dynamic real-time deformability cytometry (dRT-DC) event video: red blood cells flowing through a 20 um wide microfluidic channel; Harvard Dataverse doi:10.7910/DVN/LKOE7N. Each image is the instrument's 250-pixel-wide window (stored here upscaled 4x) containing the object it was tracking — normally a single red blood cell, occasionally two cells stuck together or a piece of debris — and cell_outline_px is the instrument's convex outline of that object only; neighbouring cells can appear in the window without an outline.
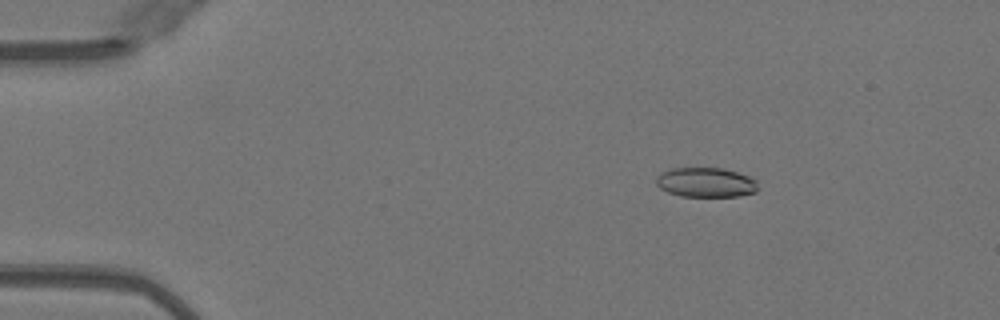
{"species": "Egyptian fruit bat (a non-hibernating species)", "species_latin": "Rousettus aegyptiacus", "temperature_condition": "warm", "stored_images_in_passage": 16, "camera_frame_rate_fps": 3000, "um_per_image_px": 0.085, "animal": {"sex": "female"}, "frame": {"image": 1, "passage_image": 3, "time_ms": 0.667, "image_size_px": [1000, 320], "cell_outline_px": [[756, 192], [740, 196], [680, 196], [668, 192], [660, 188], [656, 184], [656, 176], [660, 172], [672, 168], [720, 168], [736, 172], [748, 176], [756, 180]], "centroid_in_image_um": [59.95, 15.5], "position_along_channel_um": 25.0, "area_um2": 17.51}}
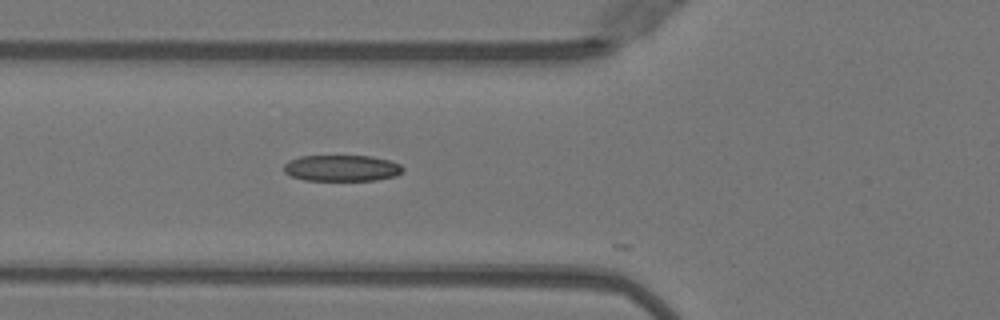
{"frame": {"image": 2, "passage_image": 14, "time_ms": 4.333, "image_size_px": [1000, 320], "cell_outline_px": [[404, 172], [396, 176], [376, 180], [304, 180], [292, 176], [284, 172], [284, 164], [288, 160], [300, 156], [372, 156], [388, 160], [400, 164], [404, 168]], "centroid_in_image_um": [29.06, 14.29], "position_along_channel_um": 96.7, "area_um2": 18.26}}